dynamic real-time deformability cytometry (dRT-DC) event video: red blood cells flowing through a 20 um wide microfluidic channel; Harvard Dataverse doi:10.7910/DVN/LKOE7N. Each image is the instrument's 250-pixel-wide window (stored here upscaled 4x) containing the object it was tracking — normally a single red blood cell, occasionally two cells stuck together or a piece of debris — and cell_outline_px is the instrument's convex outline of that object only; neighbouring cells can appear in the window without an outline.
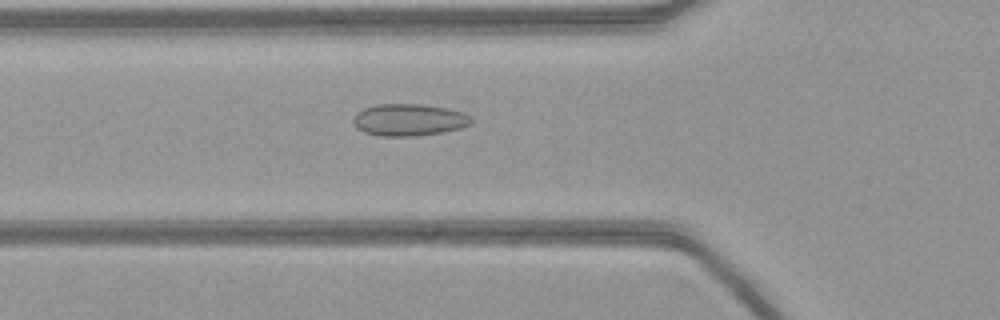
{"species": "common noctule bat (a hibernating species)", "species_latin": "Nyctalus noctula", "temperature_condition": "warm", "stored_images_in_passage": 53, "camera_frame_rate_fps": 3000, "um_per_image_px": 0.085, "animal": {"sex": "female", "body_mass_g": 21.9}, "frame": {"image": 1, "passage_image": 18, "time_ms": 5.667, "image_size_px": [1000, 320], "cell_outline_px": [[472, 124], [460, 128], [440, 132], [412, 136], [380, 136], [364, 132], [356, 128], [352, 120], [356, 112], [364, 108], [376, 104], [424, 104], [448, 108], [464, 112], [472, 116]], "centroid_in_image_um": [34.76, 10.17], "position_along_channel_um": 91.0, "area_um2": 22.2}}
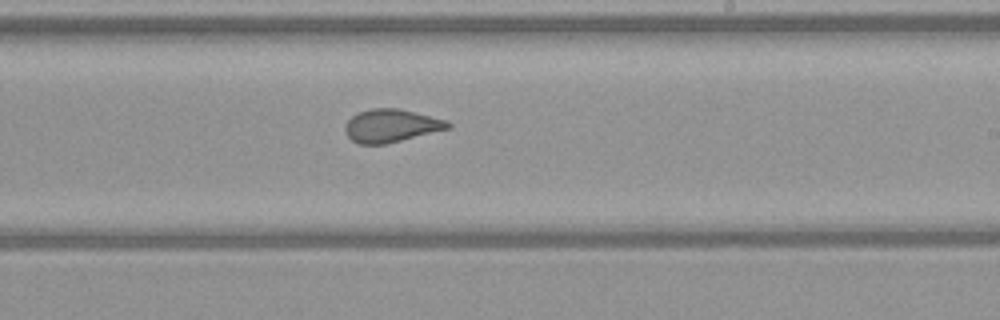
{"frame": {"image": 2, "passage_image": 31, "time_ms": 10.0, "image_size_px": [1000, 320], "cell_outline_px": [[452, 124], [448, 128], [388, 144], [360, 144], [352, 140], [344, 132], [344, 128], [348, 120], [356, 112], [372, 108], [400, 108], [448, 120]], "centroid_in_image_um": [33.23, 10.67], "position_along_channel_um": 255.8, "area_um2": 19.88}}
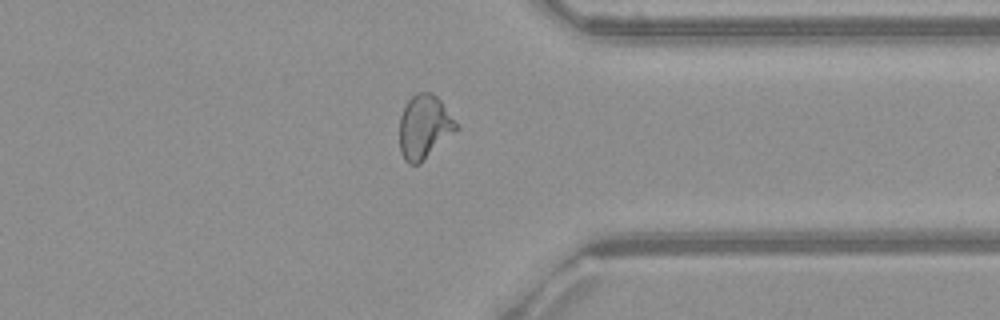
{"frame": {"image": 3, "passage_image": 41, "time_ms": 13.333, "image_size_px": [1000, 320], "cell_outline_px": [[460, 128], [420, 164], [408, 164], [404, 160], [400, 152], [400, 116], [404, 104], [416, 92], [432, 92], [440, 100], [460, 124]], "centroid_in_image_um": [36.09, 10.78], "position_along_channel_um": 375.3, "area_um2": 21.56}}